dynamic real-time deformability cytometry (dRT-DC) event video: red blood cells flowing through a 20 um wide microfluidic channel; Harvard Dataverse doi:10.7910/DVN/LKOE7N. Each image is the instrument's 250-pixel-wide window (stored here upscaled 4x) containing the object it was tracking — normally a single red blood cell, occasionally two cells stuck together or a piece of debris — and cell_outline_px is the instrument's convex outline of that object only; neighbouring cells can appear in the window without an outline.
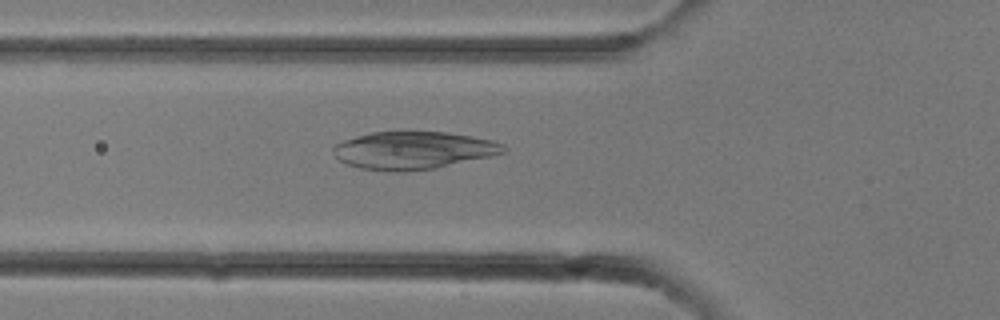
{"species": "common noctule bat (a hibernating species)", "species_latin": "Nyctalus noctula", "temperature_condition": "room temperature", "stored_images_in_passage": 12, "camera_frame_rate_fps": 3000, "um_per_image_px": 0.085, "animal": {"sex": "female"}, "frame": {"image": 1, "passage_image": 10, "time_ms": 3.0, "image_size_px": [1000, 320], "cell_outline_px": [[508, 148], [504, 152], [492, 156], [432, 168], [408, 172], [392, 172], [360, 168], [348, 164], [340, 160], [332, 152], [332, 148], [336, 144], [344, 140], [356, 136], [372, 132], [448, 132], [472, 136], [492, 140], [504, 144]], "centroid_in_image_um": [35.13, 12.78], "position_along_channel_um": 90.7, "area_um2": 37.28}}
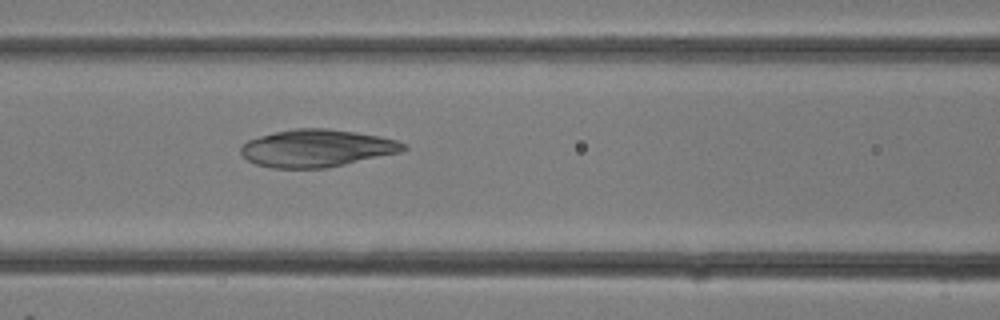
{"frame": {"image": 2, "passage_image": 12, "time_ms": 3.667, "image_size_px": [1000, 320], "cell_outline_px": [[408, 148], [400, 152], [328, 168], [272, 168], [256, 164], [248, 160], [240, 152], [240, 148], [248, 140], [260, 136], [292, 128], [328, 128], [356, 132], [380, 136], [396, 140], [408, 144]], "centroid_in_image_um": [26.95, 12.59], "position_along_channel_um": 139.6, "area_um2": 35.55}}